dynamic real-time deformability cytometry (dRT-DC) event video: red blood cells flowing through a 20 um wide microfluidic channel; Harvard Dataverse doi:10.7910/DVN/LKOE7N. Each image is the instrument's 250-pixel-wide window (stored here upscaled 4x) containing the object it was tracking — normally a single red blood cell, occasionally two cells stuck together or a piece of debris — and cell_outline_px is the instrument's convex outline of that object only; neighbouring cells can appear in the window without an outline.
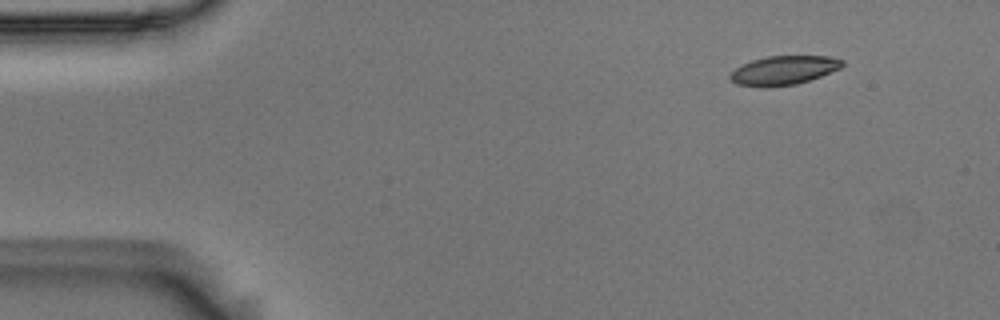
{"species": "Egyptian fruit bat (a non-hibernating species)", "species_latin": "Rousettus aegyptiacus", "temperature_condition": "room temperature", "stored_images_in_passage": 50, "camera_frame_rate_fps": 3000, "um_per_image_px": 0.085, "animal": {"sex": "male"}, "frame": {"image": 1, "passage_image": 2, "time_ms": 0.333, "image_size_px": [1000, 320], "cell_outline_px": [[844, 64], [840, 68], [820, 76], [796, 84], [768, 88], [760, 88], [736, 84], [728, 76], [736, 68], [752, 60], [768, 56], [828, 56], [844, 60]], "centroid_in_image_um": [66.59, 5.99], "position_along_channel_um": 18.4, "area_um2": 18.96}}
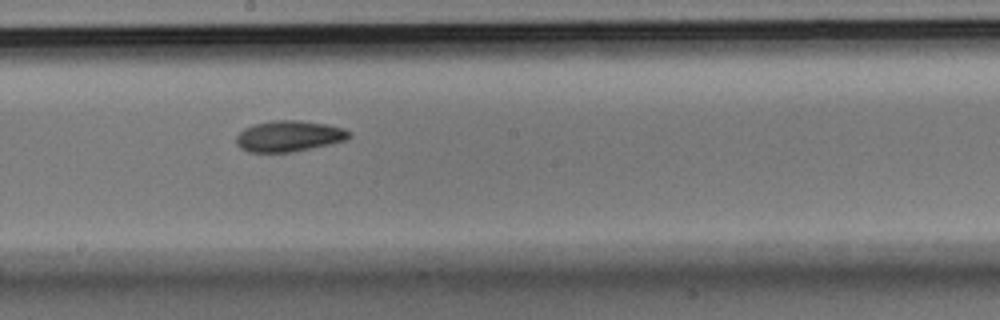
{"frame": {"image": 2, "passage_image": 26, "time_ms": 8.333, "image_size_px": [1000, 320], "cell_outline_px": [[352, 136], [348, 140], [292, 152], [248, 152], [240, 148], [236, 144], [236, 136], [244, 128], [252, 124], [272, 120], [300, 120], [324, 124], [344, 128], [352, 132]], "centroid_in_image_um": [24.56, 11.57], "position_along_channel_um": 223.6, "area_um2": 20.58}}
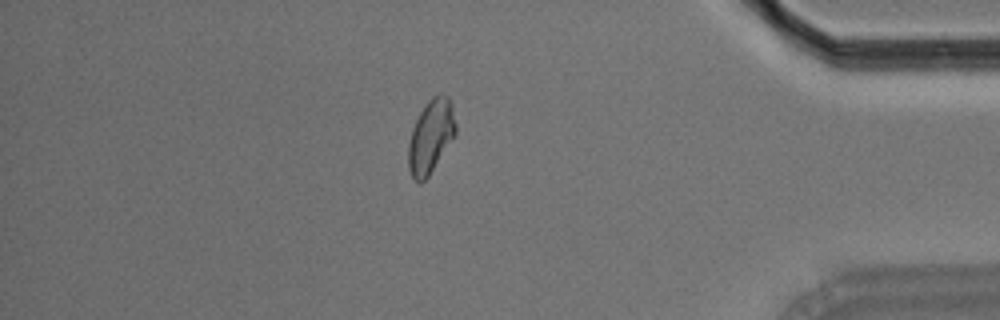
{"frame": {"image": 3, "passage_image": 43, "time_ms": 14.0, "image_size_px": [1000, 320], "cell_outline_px": [[456, 136], [428, 176], [424, 180], [416, 180], [412, 176], [408, 168], [408, 144], [412, 128], [420, 112], [428, 100], [436, 92], [440, 92], [448, 96], [452, 108], [456, 124]], "centroid_in_image_um": [36.63, 11.55], "position_along_channel_um": 398.6, "area_um2": 20.29}, "authors_computed_cell_mechanics": {"area_um2": 19.9699, "velocity_mm_per_s": 3.6956, "shape_relaxation_time_tau1_ms": 8.036, "shape_relaxation_time_tau2_ms": 3.5568, "deformation_change_tau1": 0.151, "deformation_change_tau2": 0.081}}